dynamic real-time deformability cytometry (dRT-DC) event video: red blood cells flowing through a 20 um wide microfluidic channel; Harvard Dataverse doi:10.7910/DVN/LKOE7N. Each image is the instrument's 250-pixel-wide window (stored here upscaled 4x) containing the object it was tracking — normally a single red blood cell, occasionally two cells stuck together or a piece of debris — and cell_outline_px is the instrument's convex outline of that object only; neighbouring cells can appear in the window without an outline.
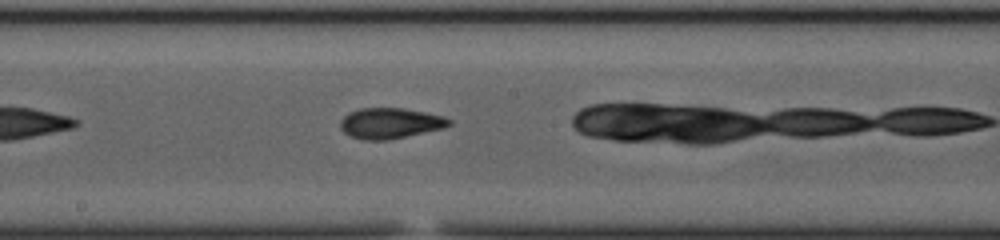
{"species": "common noctule bat (a hibernating species)", "species_latin": "Nyctalus noctula", "temperature_condition": "cold", "stored_images_in_passage": 25, "camera_frame_rate_fps": 3000, "um_per_image_px": 0.085, "animal": {"sex": "female", "body_mass_g": 23.0, "forearm_length_mm": 53.4}, "frame": {"image": 1, "passage_image": 11, "time_ms": 3.333, "image_size_px": [1000, 240], "cell_outline_px": [[452, 124], [444, 128], [388, 140], [364, 140], [352, 136], [344, 132], [340, 128], [340, 120], [348, 112], [360, 108], [404, 108], [444, 116], [452, 120]], "centroid_in_image_um": [33.17, 10.47], "position_along_channel_um": 215.0, "area_um2": 19.48}}